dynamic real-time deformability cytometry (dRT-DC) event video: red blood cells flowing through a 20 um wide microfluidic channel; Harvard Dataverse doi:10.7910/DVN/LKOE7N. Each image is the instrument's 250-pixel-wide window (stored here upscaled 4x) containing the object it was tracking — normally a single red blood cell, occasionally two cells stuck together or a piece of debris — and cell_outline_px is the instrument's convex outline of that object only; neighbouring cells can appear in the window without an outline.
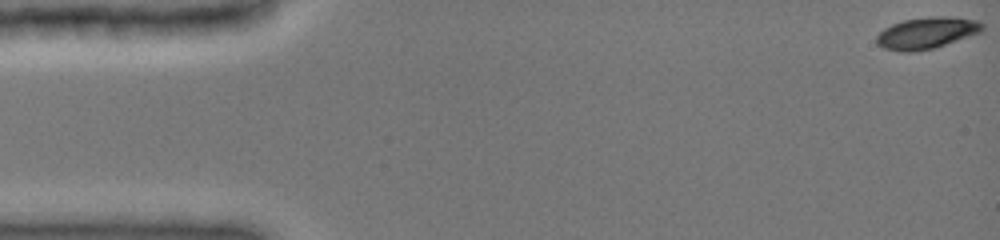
{"species": "common noctule bat (a hibernating species)", "species_latin": "Nyctalus noctula", "temperature_condition": "cold", "stored_images_in_passage": 48, "camera_frame_rate_fps": 3000, "um_per_image_px": 0.085, "animal": {"sex": "female", "body_mass_g": 19.0, "forearm_length_mm": 51.5}, "frame": {"image": 1, "passage_image": 1, "time_ms": 0.0, "image_size_px": [1000, 240], "cell_outline_px": [[984, 28], [980, 32], [936, 48], [912, 52], [900, 52], [884, 48], [876, 44], [876, 36], [884, 28], [892, 24], [904, 20], [932, 16], [944, 16], [976, 20], [984, 24]], "centroid_in_image_um": [78.74, 2.81], "position_along_channel_um": 6.3, "area_um2": 19.48}}
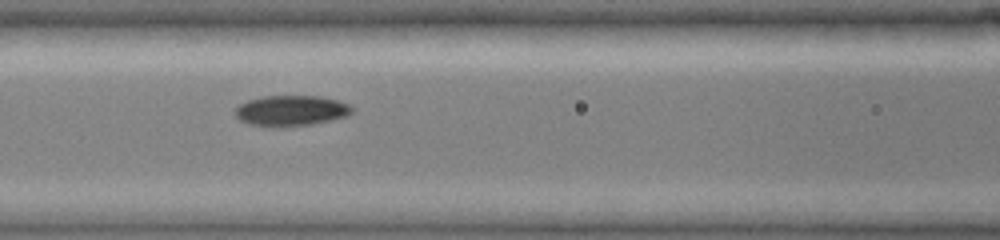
{"frame": {"image": 2, "passage_image": 21, "time_ms": 6.667, "image_size_px": [1000, 240], "cell_outline_px": [[352, 112], [348, 116], [332, 120], [312, 124], [280, 128], [272, 128], [248, 124], [240, 120], [232, 112], [240, 104], [248, 100], [264, 96], [320, 96], [336, 100], [348, 104], [352, 108]], "centroid_in_image_um": [24.7, 9.43], "position_along_channel_um": 141.9, "area_um2": 21.15}}
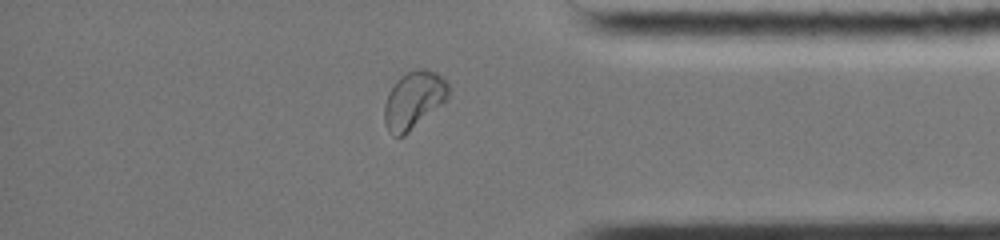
{"frame": {"image": 3, "passage_image": 41, "time_ms": 13.333, "image_size_px": [1000, 240], "cell_outline_px": [[448, 96], [440, 104], [404, 136], [392, 136], [388, 132], [384, 124], [384, 104], [388, 92], [396, 80], [400, 76], [416, 68], [424, 68], [436, 72], [448, 80]], "centroid_in_image_um": [35.12, 8.48], "position_along_channel_um": 400.1, "area_um2": 21.39}, "authors_computed_cell_mechanics": {"area_um2": 20.4323, "velocity_mm_per_s": 3.9781, "shape_relaxation_time_tau1_ms": 3.8576, "shape_relaxation_time_tau2_ms": 5.7835, "deformation_change_tau1": 0.1277, "deformation_change_tau2": 0.0713}}